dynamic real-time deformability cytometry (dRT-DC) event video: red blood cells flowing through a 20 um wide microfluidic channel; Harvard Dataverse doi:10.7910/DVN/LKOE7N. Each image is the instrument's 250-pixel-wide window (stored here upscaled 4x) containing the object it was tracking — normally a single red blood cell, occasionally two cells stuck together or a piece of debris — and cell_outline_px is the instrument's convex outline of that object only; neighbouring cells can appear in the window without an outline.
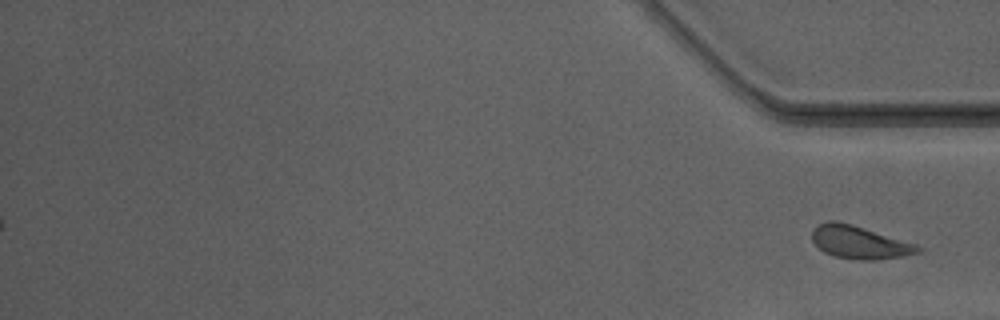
{"species": "Egyptian fruit bat (a non-hibernating species)", "species_latin": "Rousettus aegyptiacus", "temperature_condition": "warm", "stored_images_in_passage": 52, "segment_of_instrument_passage": [2, 2], "camera_frame_rate_fps": 3000, "um_per_image_px": 0.085, "animal": {"sex": "male"}, "frame": {"image": 1, "passage_image": 52, "time_ms": 17.0, "image_size_px": [1000, 320], "cell_outline_px": [[920, 252], [904, 256], [876, 260], [860, 260], [836, 256], [824, 252], [812, 240], [812, 228], [828, 220], [836, 220], [852, 224], [916, 244], [920, 248]], "centroid_in_image_um": [73.03, 20.59], "position_along_channel_um": 362.2, "area_um2": 20.11}}